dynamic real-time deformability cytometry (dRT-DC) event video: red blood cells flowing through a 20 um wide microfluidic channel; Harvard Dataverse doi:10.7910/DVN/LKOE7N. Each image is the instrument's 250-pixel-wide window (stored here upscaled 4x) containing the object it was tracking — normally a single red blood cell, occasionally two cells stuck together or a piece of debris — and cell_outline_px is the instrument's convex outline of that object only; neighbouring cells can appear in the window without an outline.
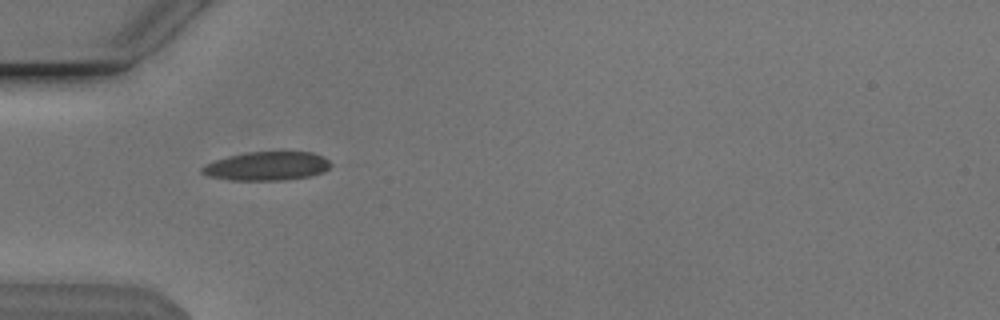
{"species": "Egyptian fruit bat (a non-hibernating species)", "species_latin": "Rousettus aegyptiacus", "temperature_condition": "cold", "stored_images_in_passage": 37, "camera_frame_rate_fps": 3000, "um_per_image_px": 0.085, "animal": {"sex": "male"}, "frame": {"image": 1, "passage_image": 1, "time_ms": 0.0, "image_size_px": [1000, 320], "cell_outline_px": [[332, 164], [328, 168], [320, 172], [308, 176], [284, 180], [232, 180], [208, 176], [200, 172], [200, 168], [216, 160], [228, 156], [248, 152], [312, 152], [328, 160]], "centroid_in_image_um": [22.66, 14.12], "position_along_channel_um": 62.3, "area_um2": 21.21}}
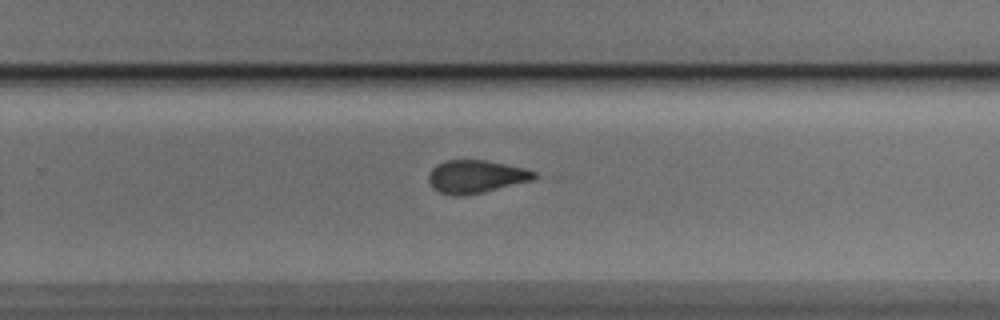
{"frame": {"image": 2, "passage_image": 19, "time_ms": 6.0, "image_size_px": [1000, 320], "cell_outline_px": [[540, 176], [532, 180], [480, 192], [456, 196], [452, 196], [440, 192], [432, 188], [428, 180], [428, 176], [432, 168], [448, 160], [484, 160], [524, 168], [536, 172]], "centroid_in_image_um": [40.45, 15.0], "position_along_channel_um": 289.4, "area_um2": 19.88}}
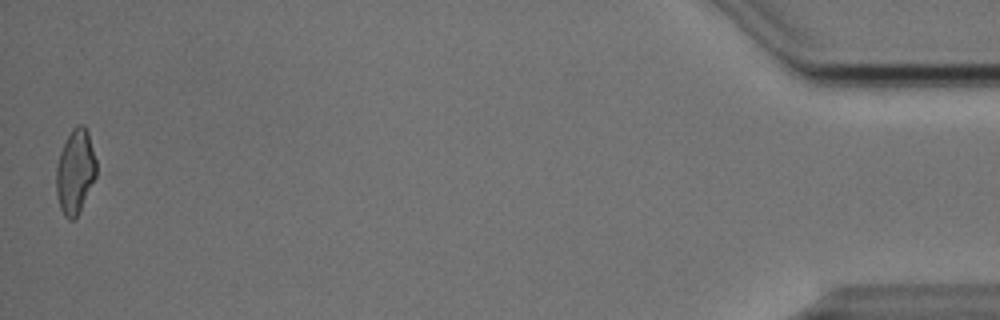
{"frame": {"image": 3, "passage_image": 37, "time_ms": 12.0, "image_size_px": [1000, 320], "cell_outline_px": [[96, 176], [76, 216], [72, 220], [68, 220], [64, 216], [60, 208], [56, 192], [56, 168], [60, 152], [72, 128], [76, 124], [84, 124], [88, 132], [96, 160]], "centroid_in_image_um": [6.38, 14.55], "position_along_channel_um": 428.8, "area_um2": 19.48}, "authors_computed_cell_mechanics": {"area_um2": 20.4034, "velocity_mm_per_s": 3.8414, "shape_relaxation_time_tau1_ms": 5.9927, "shape_relaxation_time_tau2_ms": 2.3996, "deformation_change_tau1": 0.15, "deformation_change_tau2": 0.0863}}